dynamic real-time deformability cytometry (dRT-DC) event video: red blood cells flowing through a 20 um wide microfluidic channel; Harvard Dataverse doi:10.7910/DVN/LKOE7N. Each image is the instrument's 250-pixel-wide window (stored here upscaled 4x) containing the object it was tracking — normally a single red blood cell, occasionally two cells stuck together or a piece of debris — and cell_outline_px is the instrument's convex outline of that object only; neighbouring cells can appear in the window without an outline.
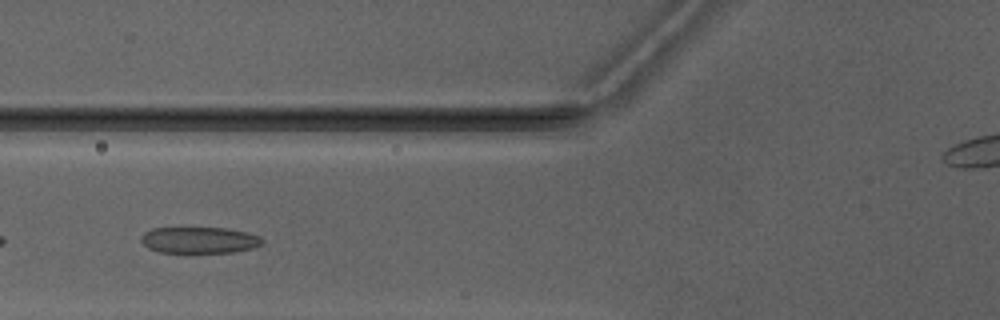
{"species": "Egyptian fruit bat (a non-hibernating species)", "species_latin": "Rousettus aegyptiacus", "temperature_condition": "warm", "stored_images_in_passage": 4, "camera_frame_rate_fps": 3000, "um_per_image_px": 0.085, "animal": {"sex": "male"}, "frame": {"image": 1, "passage_image": 4, "time_ms": 3.333, "image_size_px": [1000, 320], "cell_outline_px": [[264, 240], [260, 244], [252, 248], [232, 252], [160, 252], [148, 248], [140, 240], [140, 236], [144, 232], [152, 228], [224, 228], [244, 232], [260, 236]], "centroid_in_image_um": [16.9, 20.4], "position_along_channel_um": 108.9, "area_um2": 18.38}}